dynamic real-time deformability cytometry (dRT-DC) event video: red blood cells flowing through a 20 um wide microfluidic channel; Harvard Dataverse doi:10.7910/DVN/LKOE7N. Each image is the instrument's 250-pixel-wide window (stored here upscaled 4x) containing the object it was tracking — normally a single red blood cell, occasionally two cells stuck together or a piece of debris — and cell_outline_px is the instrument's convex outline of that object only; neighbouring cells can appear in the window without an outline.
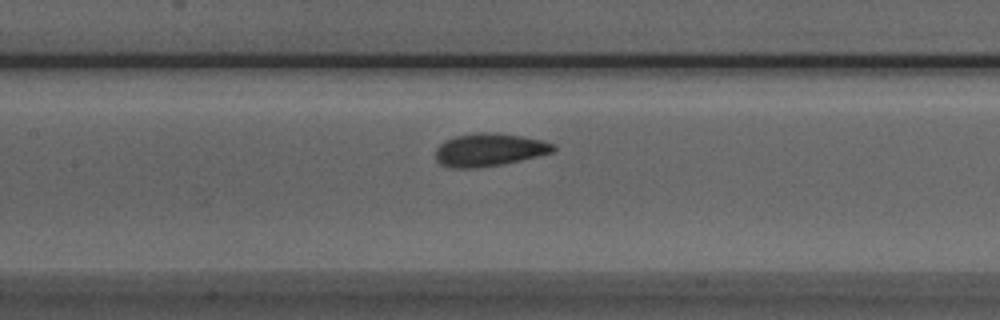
{"species": "Egyptian fruit bat (a non-hibernating species)", "species_latin": "Rousettus aegyptiacus", "temperature_condition": "room temperature", "stored_images_in_passage": 35, "camera_frame_rate_fps": 3000, "um_per_image_px": 0.085, "animal": {"sex": "male"}, "frame": {"image": 1, "passage_image": 10, "time_ms": 3.0, "image_size_px": [1000, 320], "cell_outline_px": [[556, 148], [552, 152], [536, 156], [500, 164], [476, 168], [448, 168], [440, 164], [436, 160], [436, 148], [444, 140], [456, 136], [480, 132], [496, 132], [544, 140], [556, 144]], "centroid_in_image_um": [41.56, 12.72], "position_along_channel_um": 165.8, "area_um2": 22.54}}
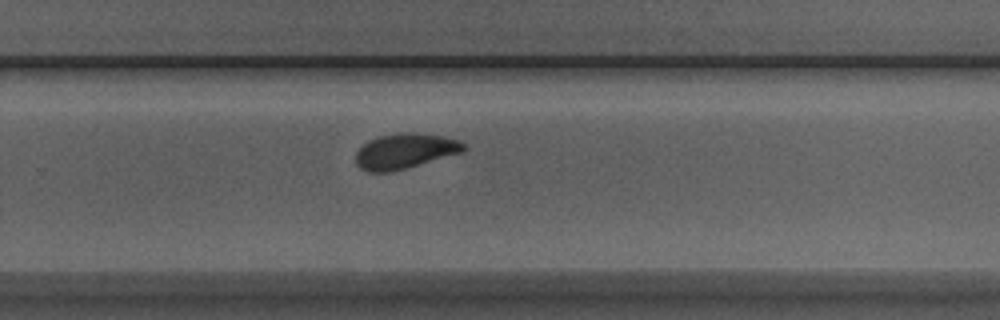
{"frame": {"image": 2, "passage_image": 20, "time_ms": 6.333, "image_size_px": [1000, 320], "cell_outline_px": [[468, 148], [464, 152], [392, 172], [368, 172], [360, 168], [356, 164], [356, 152], [368, 140], [376, 136], [404, 132], [416, 132], [444, 136], [460, 140]], "centroid_in_image_um": [34.44, 12.83], "position_along_channel_um": 295.4, "area_um2": 22.48}}
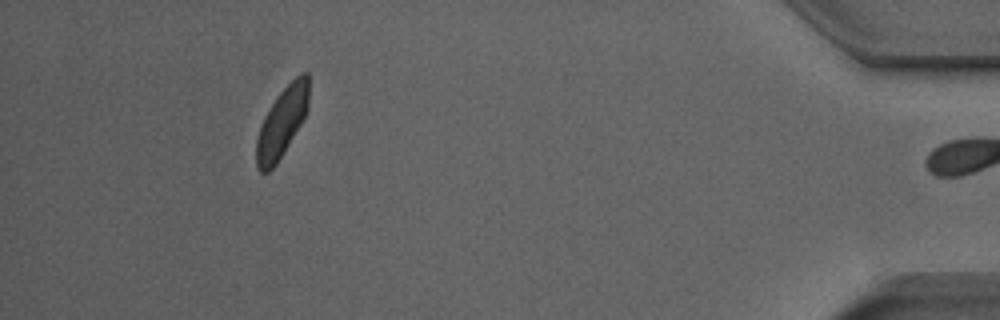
{"frame": {"image": 3, "passage_image": 34, "time_ms": 11.0, "image_size_px": [1000, 320], "cell_outline_px": [[308, 108], [300, 124], [276, 164], [268, 172], [260, 172], [256, 164], [256, 140], [264, 116], [276, 96], [300, 72], [308, 72]], "centroid_in_image_um": [23.95, 10.38], "position_along_channel_um": 411.2, "area_um2": 20.87}, "authors_computed_cell_mechanics": {"area_um2": 22.4264, "velocity_mm_per_s": 3.905, "shape_relaxation_time_tau1_ms": 5.6017, "shape_relaxation_time_tau2_ms": 1.043, "deformation_change_tau1": 0.1525, "deformation_change_tau2": 0.0599}}